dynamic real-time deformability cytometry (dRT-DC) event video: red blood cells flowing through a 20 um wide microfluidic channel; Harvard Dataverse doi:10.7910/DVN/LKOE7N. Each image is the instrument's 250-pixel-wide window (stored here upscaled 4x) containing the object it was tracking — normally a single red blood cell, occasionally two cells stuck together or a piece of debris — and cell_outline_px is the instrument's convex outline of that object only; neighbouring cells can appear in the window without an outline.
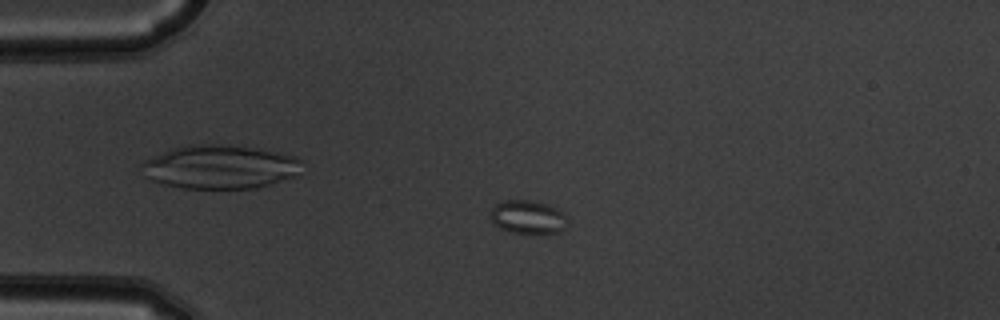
{"species": "common noctule bat (a hibernating species)", "species_latin": "Nyctalus noctula", "temperature_condition": "warm", "stored_images_in_passage": 53, "camera_frame_rate_fps": 3000, "um_per_image_px": 0.085, "animal": {"sex": "male", "body_mass_g": 19.5, "forearm_length_mm": 54.6}, "frame": {"image": 1, "passage_image": 13, "time_ms": 4.0, "image_size_px": [1000, 320], "cell_outline_px": [[564, 228], [560, 232], [508, 232], [500, 228], [492, 220], [492, 208], [496, 204], [504, 200], [528, 200], [548, 204], [564, 212]], "centroid_in_image_um": [44.85, 18.42], "position_along_channel_um": 40.2, "area_um2": 14.51}}
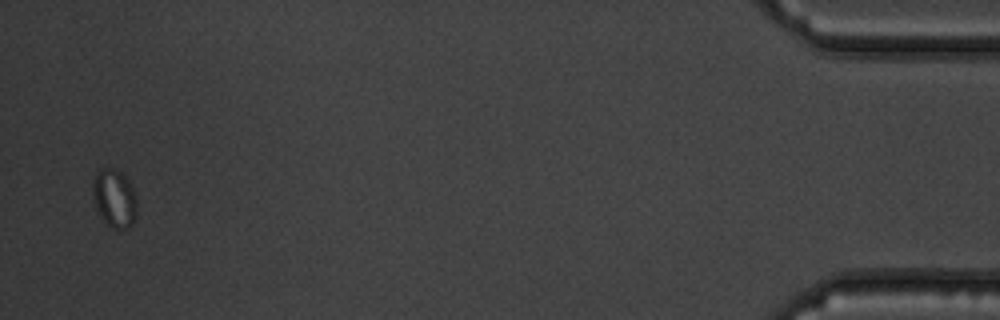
{"frame": {"image": 2, "passage_image": 52, "time_ms": 17.0, "image_size_px": [1000, 320], "cell_outline_px": [[136, 212], [132, 224], [128, 228], [112, 228], [100, 216], [92, 192], [92, 184], [96, 172], [100, 168], [112, 168], [120, 172], [132, 184], [136, 200]], "centroid_in_image_um": [9.72, 16.83], "position_along_channel_um": 425.5, "area_um2": 14.8}}